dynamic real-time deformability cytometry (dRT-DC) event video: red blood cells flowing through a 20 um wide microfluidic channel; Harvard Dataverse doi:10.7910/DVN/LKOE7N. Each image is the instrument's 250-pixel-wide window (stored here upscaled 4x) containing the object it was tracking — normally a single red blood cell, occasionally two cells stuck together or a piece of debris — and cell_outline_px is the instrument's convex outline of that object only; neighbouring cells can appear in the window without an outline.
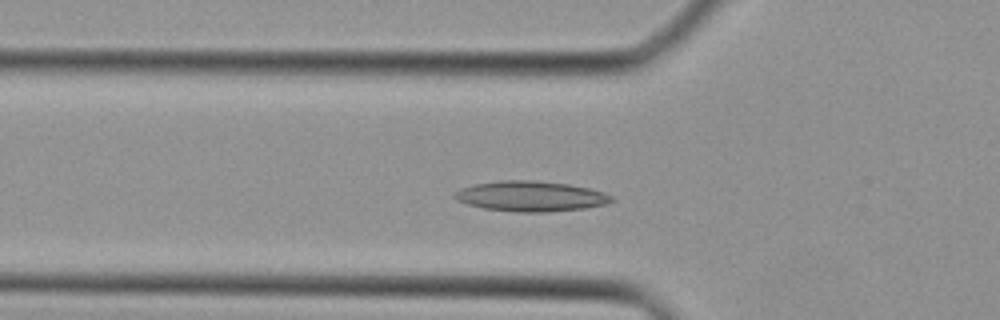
{"species": "Egyptian fruit bat (a non-hibernating species)", "species_latin": "Rousettus aegyptiacus", "temperature_condition": "cold", "stored_images_in_passage": 23, "camera_frame_rate_fps": 3000, "um_per_image_px": 0.085, "animal": {"sex": "female"}, "frame": {"image": 1, "passage_image": 3, "time_ms": 0.667, "image_size_px": [1000, 320], "cell_outline_px": [[616, 200], [604, 204], [584, 208], [544, 212], [516, 212], [484, 208], [468, 204], [456, 200], [452, 196], [460, 188], [476, 184], [500, 180], [532, 180], [568, 184], [588, 188], [604, 192], [612, 196]], "centroid_in_image_um": [45.1, 16.68], "position_along_channel_um": 80.7, "area_um2": 27.57}}
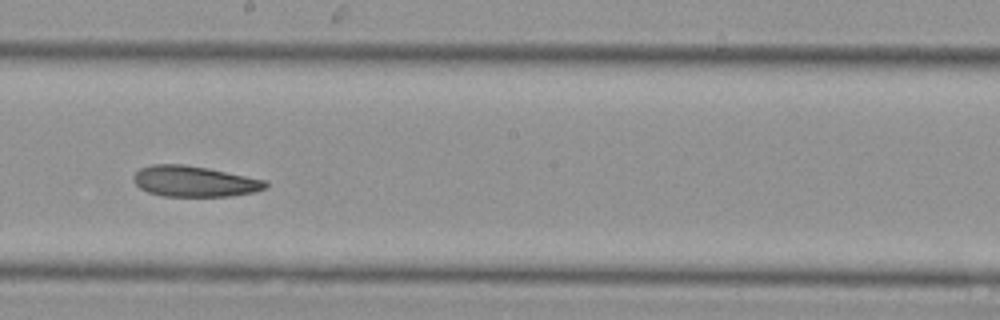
{"frame": {"image": 2, "passage_image": 12, "time_ms": 3.667, "image_size_px": [1000, 320], "cell_outline_px": [[268, 188], [256, 192], [232, 196], [160, 196], [148, 192], [140, 188], [132, 180], [132, 176], [140, 168], [152, 164], [184, 164], [208, 168], [268, 180]], "centroid_in_image_um": [16.55, 15.41], "position_along_channel_um": 231.7, "area_um2": 24.04}}
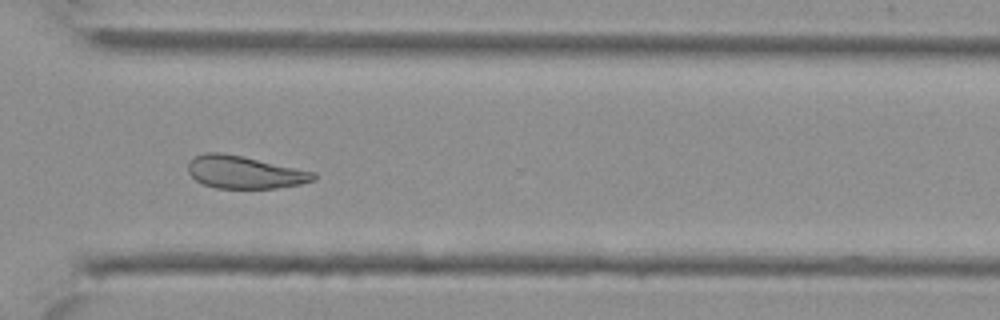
{"frame": {"image": 3, "passage_image": 19, "time_ms": 6.0, "image_size_px": [1000, 320], "cell_outline_px": [[316, 180], [300, 184], [276, 188], [216, 188], [204, 184], [196, 180], [188, 172], [188, 164], [196, 156], [204, 152], [224, 152], [244, 156], [316, 172]], "centroid_in_image_um": [20.81, 14.63], "position_along_channel_um": 349.8, "area_um2": 23.93}}